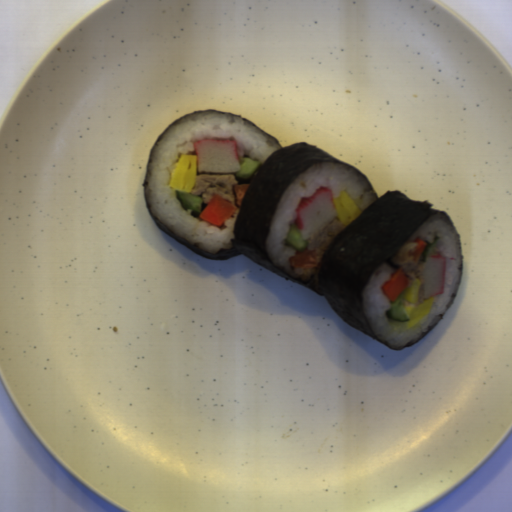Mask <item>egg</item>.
Returning a JSON list of instances; mask_svg holds the SVG:
<instances>
[{
  "mask_svg": "<svg viewBox=\"0 0 512 512\" xmlns=\"http://www.w3.org/2000/svg\"><path fill=\"white\" fill-rule=\"evenodd\" d=\"M435 299L436 297H431L418 306H407L404 310L409 317V320L405 321L407 326L412 327L422 322L429 315L435 303Z\"/></svg>",
  "mask_w": 512,
  "mask_h": 512,
  "instance_id": "egg-3",
  "label": "egg"
},
{
  "mask_svg": "<svg viewBox=\"0 0 512 512\" xmlns=\"http://www.w3.org/2000/svg\"><path fill=\"white\" fill-rule=\"evenodd\" d=\"M420 287L421 281L419 279H414L399 295H401L402 300L406 302L417 303Z\"/></svg>",
  "mask_w": 512,
  "mask_h": 512,
  "instance_id": "egg-4",
  "label": "egg"
},
{
  "mask_svg": "<svg viewBox=\"0 0 512 512\" xmlns=\"http://www.w3.org/2000/svg\"><path fill=\"white\" fill-rule=\"evenodd\" d=\"M198 174L197 155L183 153L177 159L168 187L176 191L191 193L197 182Z\"/></svg>",
  "mask_w": 512,
  "mask_h": 512,
  "instance_id": "egg-1",
  "label": "egg"
},
{
  "mask_svg": "<svg viewBox=\"0 0 512 512\" xmlns=\"http://www.w3.org/2000/svg\"><path fill=\"white\" fill-rule=\"evenodd\" d=\"M337 218L346 226L362 211L347 192H342L337 198L333 199Z\"/></svg>",
  "mask_w": 512,
  "mask_h": 512,
  "instance_id": "egg-2",
  "label": "egg"
}]
</instances>
